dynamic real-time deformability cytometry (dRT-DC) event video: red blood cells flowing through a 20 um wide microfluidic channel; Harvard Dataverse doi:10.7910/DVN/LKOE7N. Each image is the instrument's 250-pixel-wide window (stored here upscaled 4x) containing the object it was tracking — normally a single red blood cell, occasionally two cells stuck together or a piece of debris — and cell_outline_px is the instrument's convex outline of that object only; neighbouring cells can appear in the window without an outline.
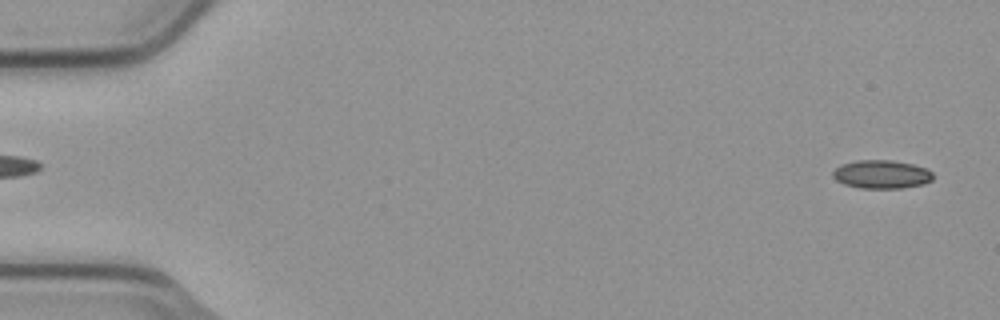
{"species": "common noctule bat (a hibernating species)", "species_latin": "Nyctalus noctula", "temperature_condition": "cold", "stored_images_in_passage": 54, "camera_frame_rate_fps": 3000, "um_per_image_px": 0.085, "animal": {"sex": "male", "body_mass_g": 23.1, "forearm_length_mm": 52.7}, "frame": {"image": 1, "passage_image": 2, "time_ms": 0.333, "image_size_px": [1000, 320], "cell_outline_px": [[932, 180], [924, 184], [900, 188], [860, 188], [844, 184], [836, 180], [832, 176], [832, 172], [840, 164], [856, 160], [892, 160], [912, 164], [928, 168], [932, 172]], "centroid_in_image_um": [74.92, 14.81], "position_along_channel_um": 10.1, "area_um2": 16.7}}
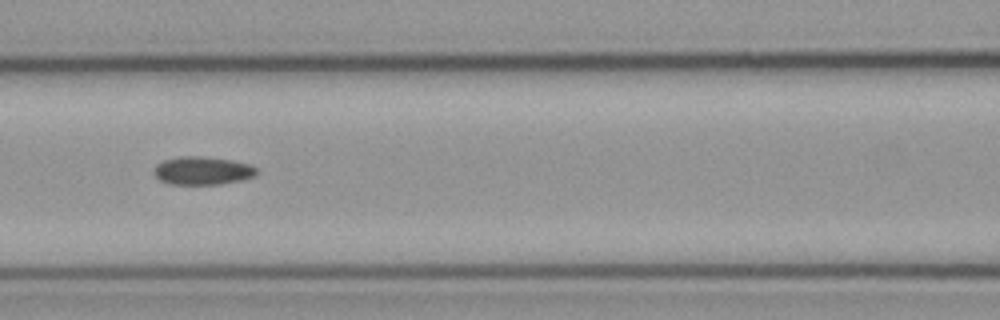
{"frame": {"image": 2, "passage_image": 24, "time_ms": 7.667, "image_size_px": [1000, 320], "cell_outline_px": [[260, 172], [256, 176], [244, 180], [220, 184], [168, 184], [160, 180], [152, 172], [156, 164], [164, 160], [180, 156], [200, 156], [228, 160], [248, 164], [256, 168]], "centroid_in_image_um": [17.21, 14.52], "position_along_channel_um": 149.4, "area_um2": 16.94}}
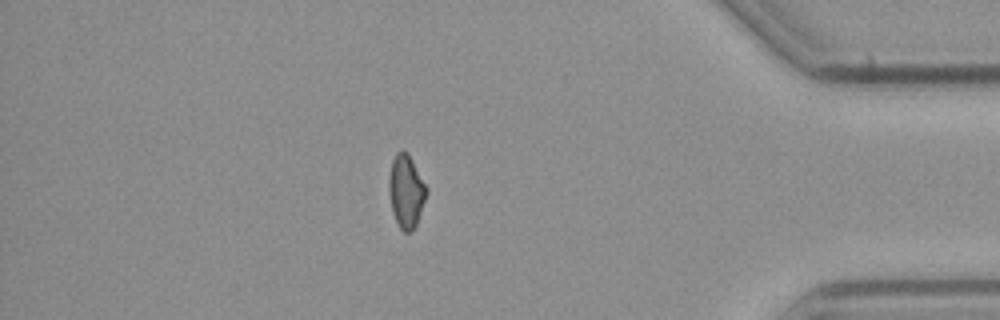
{"frame": {"image": 3, "passage_image": 47, "time_ms": 15.333, "image_size_px": [1000, 320], "cell_outline_px": [[428, 192], [416, 224], [412, 232], [404, 232], [400, 228], [392, 212], [388, 188], [388, 180], [392, 160], [396, 152], [408, 152], [428, 188]], "centroid_in_image_um": [34.52, 16.25], "position_along_channel_um": 400.7, "area_um2": 16.01}, "authors_computed_cell_mechanics": {"area_um2": 16.2996, "velocity_mm_per_s": 3.782, "shape_relaxation_time_tau1_ms": null, "shape_relaxation_time_tau2_ms": 9.2726, "deformation_change_tau1": null, "deformation_change_tau2": 0.1499}}